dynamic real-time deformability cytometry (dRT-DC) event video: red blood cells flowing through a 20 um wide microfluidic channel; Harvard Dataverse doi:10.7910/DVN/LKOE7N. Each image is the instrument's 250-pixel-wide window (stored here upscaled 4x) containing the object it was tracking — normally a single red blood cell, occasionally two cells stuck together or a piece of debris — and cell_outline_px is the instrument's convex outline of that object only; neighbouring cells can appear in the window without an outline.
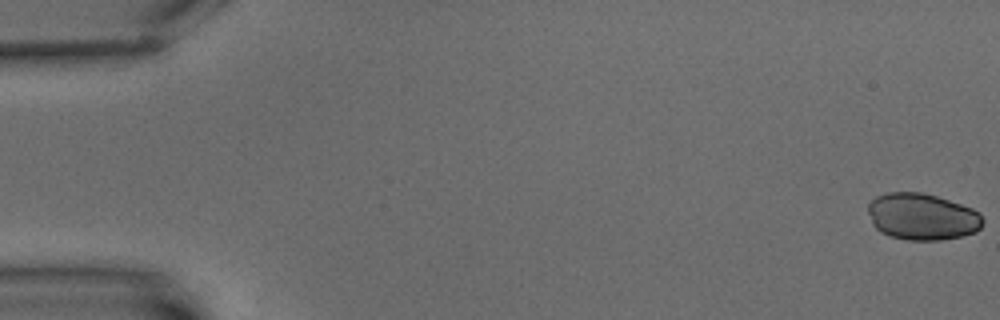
{"species": "common noctule bat (a hibernating species)", "species_latin": "Nyctalus noctula", "temperature_condition": "warm", "stored_images_in_passage": 10, "camera_frame_rate_fps": 3000, "um_per_image_px": 0.085, "animal": {"sex": "male", "body_mass_g": 15.6}, "frame": {"image": 1, "passage_image": 1, "time_ms": 0.0, "image_size_px": [1000, 320], "cell_outline_px": [[984, 220], [980, 228], [976, 232], [960, 236], [940, 240], [908, 240], [892, 236], [880, 232], [872, 224], [868, 212], [868, 204], [876, 196], [888, 192], [920, 192], [936, 196], [972, 208], [980, 212]], "centroid_in_image_um": [78.38, 18.41], "position_along_channel_um": 6.6, "area_um2": 31.21}}
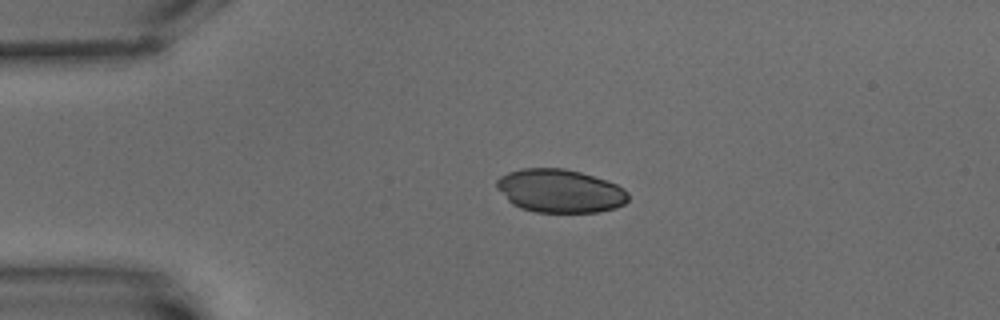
{"frame": {"image": 2, "passage_image": 4, "time_ms": 4.667, "image_size_px": [1000, 320], "cell_outline_px": [[628, 200], [624, 204], [616, 208], [600, 212], [536, 212], [520, 208], [512, 204], [496, 188], [496, 180], [500, 176], [508, 172], [524, 168], [564, 168], [580, 172], [616, 184], [624, 188], [628, 192]], "centroid_in_image_um": [47.58, 16.23], "position_along_channel_um": 37.4, "area_um2": 33.29}}